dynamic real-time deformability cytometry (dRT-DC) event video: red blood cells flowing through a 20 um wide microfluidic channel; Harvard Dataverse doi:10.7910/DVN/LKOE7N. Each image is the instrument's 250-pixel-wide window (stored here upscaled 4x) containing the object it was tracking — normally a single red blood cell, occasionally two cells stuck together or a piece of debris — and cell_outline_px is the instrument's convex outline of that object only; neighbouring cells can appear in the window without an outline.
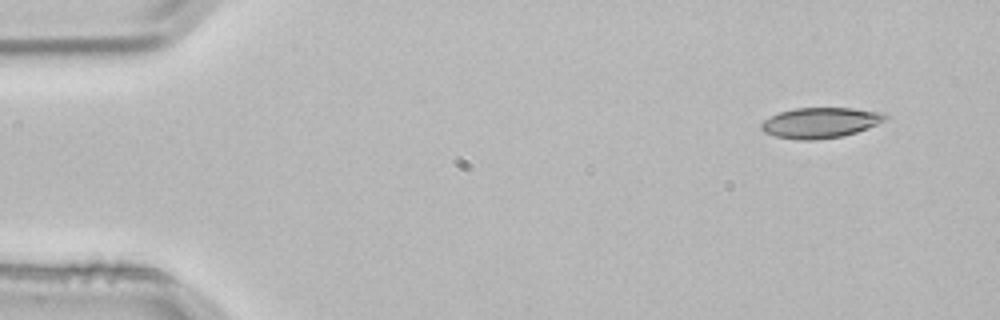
{"species": "common noctule bat (a hibernating species)", "species_latin": "Nyctalus noctula", "temperature_condition": "room temperature", "stored_images_in_passage": 2, "camera_frame_rate_fps": 3000, "um_per_image_px": 0.085, "animal": {"sex": "male", "body_mass_g": 21.5, "forearm_length_mm": 52.0}, "frame": {"image": 1, "passage_image": 1, "time_ms": 0.0, "image_size_px": [1000, 320], "cell_outline_px": [[888, 120], [868, 128], [844, 136], [812, 140], [800, 140], [776, 136], [764, 132], [760, 128], [760, 124], [764, 120], [780, 112], [796, 108], [852, 108], [888, 112]], "centroid_in_image_um": [69.8, 10.42], "position_along_channel_um": 15.2, "area_um2": 22.2}}